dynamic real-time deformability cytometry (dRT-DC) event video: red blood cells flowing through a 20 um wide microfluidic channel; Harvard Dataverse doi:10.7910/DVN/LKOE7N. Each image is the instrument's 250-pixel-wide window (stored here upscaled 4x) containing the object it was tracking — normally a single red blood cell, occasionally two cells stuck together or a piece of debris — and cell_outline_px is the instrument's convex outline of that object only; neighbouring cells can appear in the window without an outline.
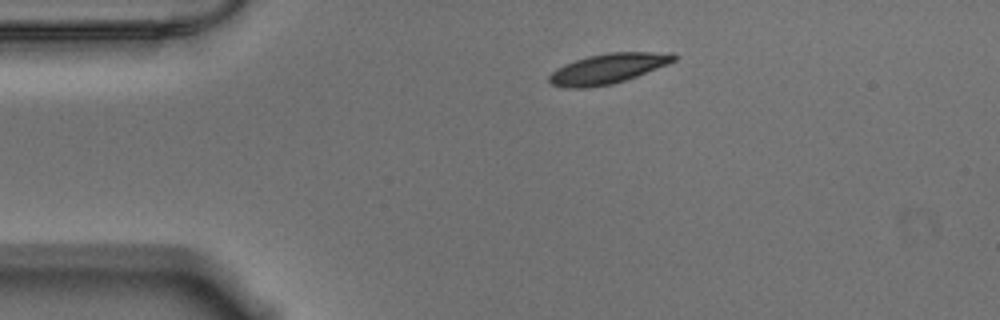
{"species": "Egyptian fruit bat (a non-hibernating species)", "species_latin": "Rousettus aegyptiacus", "temperature_condition": "warm", "stored_images_in_passage": 47, "camera_frame_rate_fps": 3000, "um_per_image_px": 0.085, "animal": {"sex": "male"}, "frame": {"image": 1, "passage_image": 1, "time_ms": 0.0, "image_size_px": [1000, 320], "cell_outline_px": [[676, 60], [668, 64], [636, 76], [612, 84], [588, 88], [564, 88], [552, 84], [548, 80], [548, 76], [556, 68], [564, 64], [588, 56], [608, 52], [672, 52], [676, 56]], "centroid_in_image_um": [51.65, 5.83], "position_along_channel_um": 33.3, "area_um2": 21.85}}
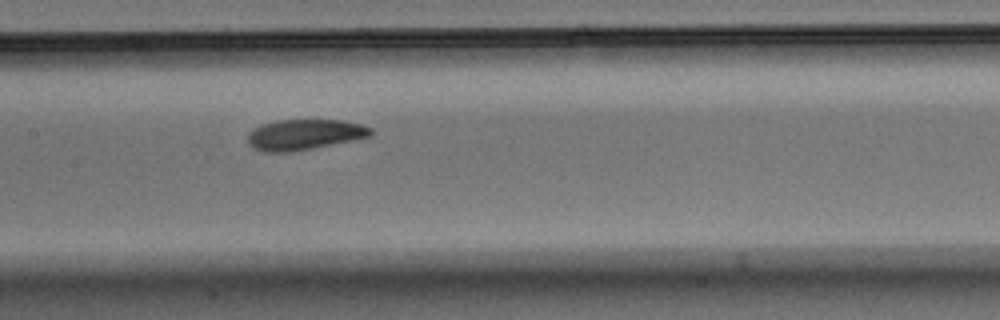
{"frame": {"image": 2, "passage_image": 17, "time_ms": 5.333, "image_size_px": [1000, 320], "cell_outline_px": [[372, 136], [288, 152], [264, 152], [252, 148], [248, 144], [248, 132], [264, 124], [276, 120], [344, 120], [360, 124], [372, 128]], "centroid_in_image_um": [25.85, 11.43], "position_along_channel_um": 181.5, "area_um2": 21.62}}
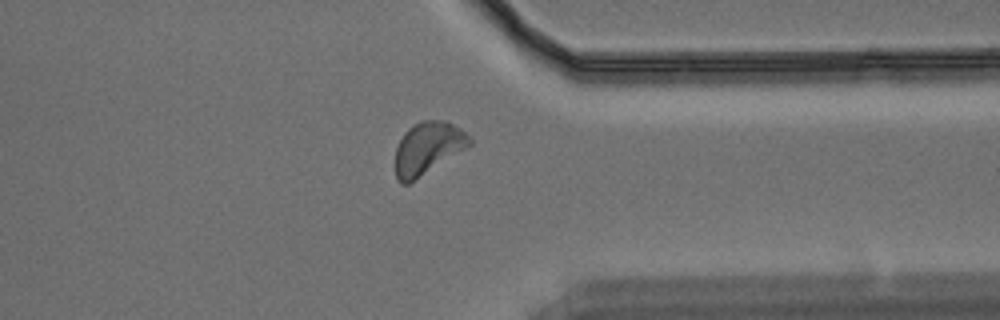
{"frame": {"image": 3, "passage_image": 34, "time_ms": 11.0, "image_size_px": [1000, 320], "cell_outline_px": [[472, 144], [408, 184], [400, 184], [396, 176], [396, 148], [404, 132], [408, 128], [420, 120], [444, 120], [460, 128], [472, 140]], "centroid_in_image_um": [36.34, 12.58], "position_along_channel_um": 375.1, "area_um2": 22.31}, "authors_computed_cell_mechanics": {"area_um2": 21.8484, "velocity_mm_per_s": 3.5057, "shape_relaxation_time_tau1_ms": 3.1304, "shape_relaxation_time_tau2_ms": 3.6947, "deformation_change_tau1": 0.1057, "deformation_change_tau2": 0.0788}}